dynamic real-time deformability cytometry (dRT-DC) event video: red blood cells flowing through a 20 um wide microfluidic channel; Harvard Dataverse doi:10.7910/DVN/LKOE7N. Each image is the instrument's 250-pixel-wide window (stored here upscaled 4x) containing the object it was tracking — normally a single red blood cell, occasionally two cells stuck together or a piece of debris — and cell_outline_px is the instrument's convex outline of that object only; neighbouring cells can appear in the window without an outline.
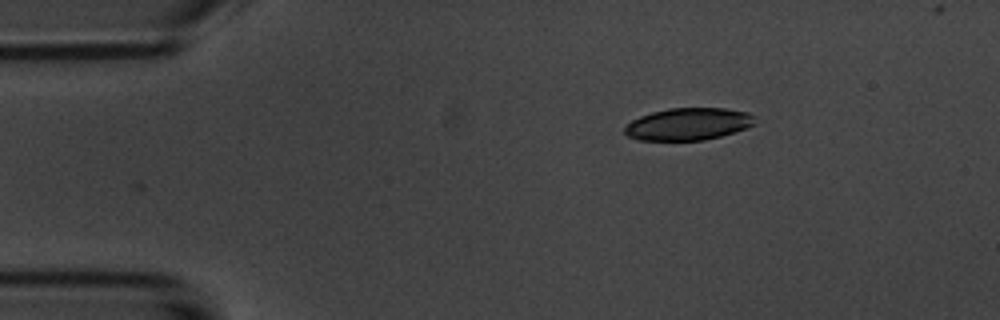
{"species": "common noctule bat (a hibernating species)", "species_latin": "Nyctalus noctula", "temperature_condition": "room temperature", "stored_images_in_passage": 3, "camera_frame_rate_fps": 3000, "um_per_image_px": 0.085, "animal": {"sex": "male", "body_mass_g": 20.1, "forearm_length_mm": 53.5}, "frame": {"image": 1, "passage_image": 1, "time_ms": 0.0, "image_size_px": [1000, 320], "cell_outline_px": [[756, 124], [720, 136], [704, 140], [640, 140], [628, 136], [624, 132], [624, 128], [632, 120], [640, 116], [652, 112], [668, 108], [724, 108], [748, 112], [756, 116]], "centroid_in_image_um": [58.52, 10.53], "position_along_channel_um": 26.5, "area_um2": 24.39}}
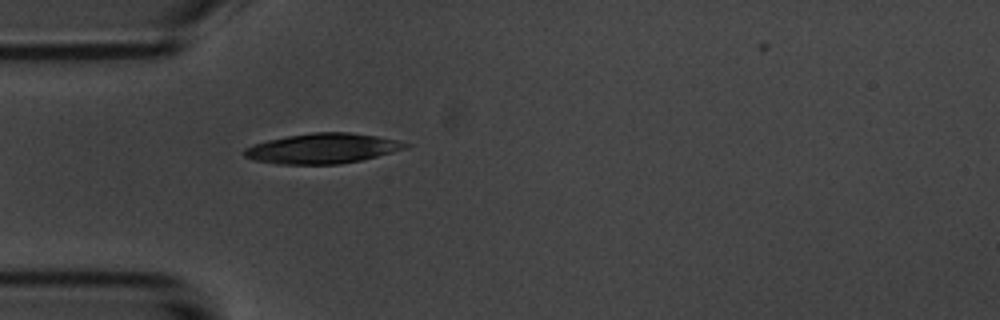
{"frame": {"image": 2, "passage_image": 3, "time_ms": 2.333, "image_size_px": [1000, 320], "cell_outline_px": [[412, 144], [408, 148], [360, 160], [340, 164], [276, 164], [256, 160], [244, 156], [244, 148], [252, 144], [268, 140], [288, 136], [312, 132], [348, 132], [376, 136], [400, 140]], "centroid_in_image_um": [27.43, 12.61], "position_along_channel_um": 57.6, "area_um2": 28.26}}